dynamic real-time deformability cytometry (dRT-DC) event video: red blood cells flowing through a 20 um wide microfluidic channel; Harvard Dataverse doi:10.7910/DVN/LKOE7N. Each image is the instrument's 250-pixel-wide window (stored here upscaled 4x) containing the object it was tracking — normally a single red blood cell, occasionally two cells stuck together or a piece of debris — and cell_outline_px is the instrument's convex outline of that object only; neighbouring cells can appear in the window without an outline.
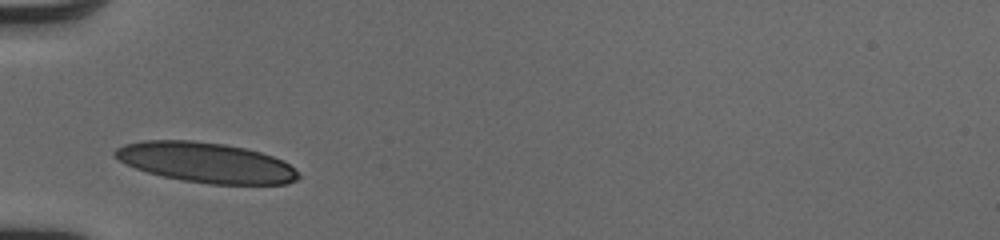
{"species": "human", "species_latin": "Homo sapiens", "temperature_condition": "cold", "stored_images_in_passage": 26, "camera_frame_rate_fps": 3000, "um_per_image_px": 0.085, "donor": {"sex": "male"}, "frame": {"image": 1, "passage_image": 1, "time_ms": 0.0, "image_size_px": [1000, 240], "cell_outline_px": [[300, 176], [296, 180], [288, 184], [212, 184], [180, 180], [148, 172], [136, 168], [112, 156], [112, 152], [116, 148], [124, 144], [144, 140], [192, 140], [224, 144], [244, 148], [260, 152], [284, 160]], "centroid_in_image_um": [17.49, 13.81], "position_along_channel_um": 67.5, "area_um2": 42.71}}
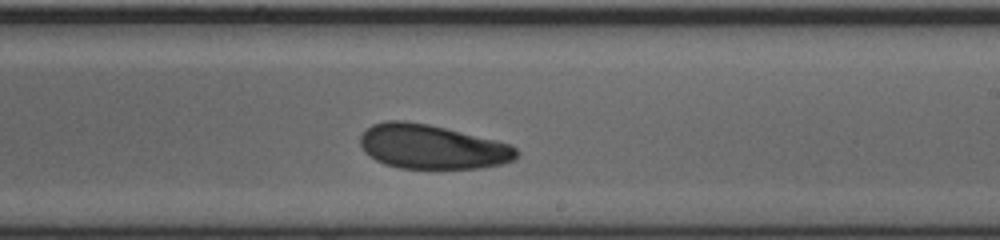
{"frame": {"image": 2, "passage_image": 15, "time_ms": 4.667, "image_size_px": [1000, 240], "cell_outline_px": [[520, 156], [516, 160], [500, 164], [480, 168], [400, 168], [384, 164], [368, 156], [360, 144], [360, 136], [372, 124], [384, 120], [404, 120], [428, 124], [496, 140], [508, 144], [516, 148], [520, 152]], "centroid_in_image_um": [36.73, 12.48], "position_along_channel_um": 252.3, "area_um2": 40.46}}
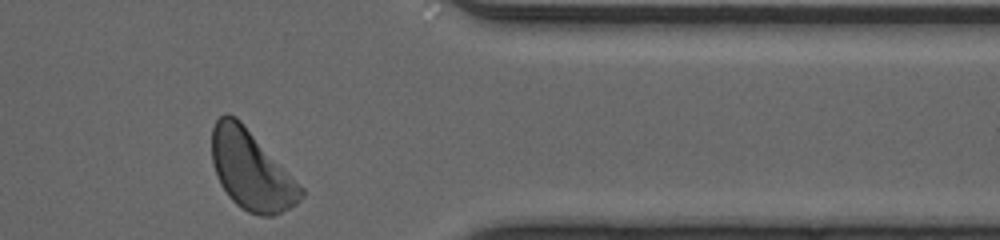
{"frame": {"image": 3, "passage_image": 26, "time_ms": 8.333, "image_size_px": [1000, 240], "cell_outline_px": [[304, 196], [296, 204], [272, 216], [260, 216], [248, 212], [236, 204], [228, 196], [220, 184], [216, 176], [212, 164], [212, 128], [216, 120], [224, 112], [228, 112], [236, 116], [240, 120], [304, 188]], "centroid_in_image_um": [21.33, 14.46], "position_along_channel_um": 390.1, "area_um2": 41.21}, "authors_computed_cell_mechanics": {"area_um2": 41.1536, "velocity_mm_per_s": 4.0522, "shape_relaxation_time_tau1_ms": 2.0993, "shape_relaxation_time_tau2_ms": 6.2392, "deformation_change_tau1": 0.1002, "deformation_change_tau2": 0.1292}}